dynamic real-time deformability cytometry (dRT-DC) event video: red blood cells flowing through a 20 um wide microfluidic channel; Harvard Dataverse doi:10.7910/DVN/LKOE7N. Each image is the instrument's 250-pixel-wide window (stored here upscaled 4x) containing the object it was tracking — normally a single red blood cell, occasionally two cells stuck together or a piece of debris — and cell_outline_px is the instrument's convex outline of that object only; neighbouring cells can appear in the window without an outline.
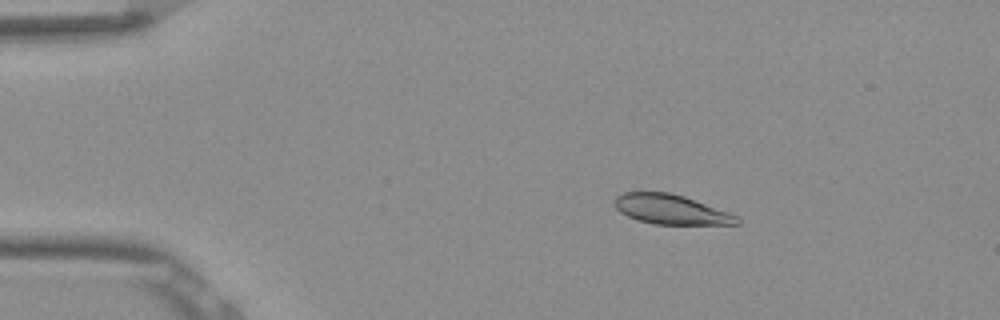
{"species": "Egyptian fruit bat (a non-hibernating species)", "species_latin": "Rousettus aegyptiacus", "temperature_condition": "room temperature", "stored_images_in_passage": 46, "camera_frame_rate_fps": 3000, "um_per_image_px": 0.085, "frame": {"image": 1, "passage_image": 2, "time_ms": 0.333, "image_size_px": [1000, 320], "cell_outline_px": [[740, 224], [652, 224], [628, 216], [620, 212], [616, 208], [616, 196], [624, 192], [668, 192], [684, 196], [728, 212], [736, 216], [740, 220]], "centroid_in_image_um": [57.03, 17.8], "position_along_channel_um": 28.0, "area_um2": 20.81}}
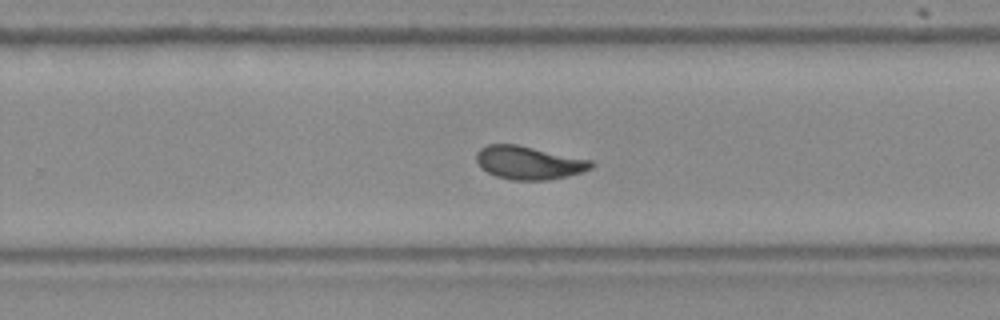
{"frame": {"image": 2, "passage_image": 27, "time_ms": 8.667, "image_size_px": [1000, 320], "cell_outline_px": [[596, 164], [592, 168], [568, 176], [548, 180], [512, 180], [496, 176], [480, 168], [476, 160], [476, 152], [480, 148], [488, 144], [516, 144], [592, 160]], "centroid_in_image_um": [44.94, 13.83], "position_along_channel_um": 284.9, "area_um2": 22.31}}
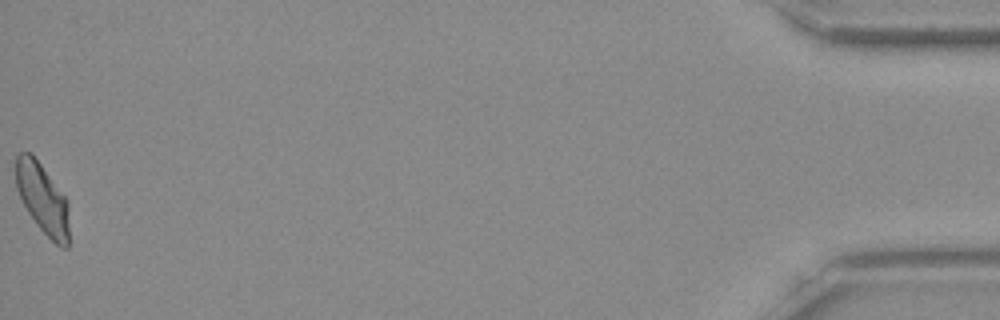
{"frame": {"image": 3, "passage_image": 46, "time_ms": 15.0, "image_size_px": [1000, 320], "cell_outline_px": [[68, 248], [60, 248], [36, 224], [28, 212], [16, 188], [16, 156], [20, 152], [32, 152], [68, 200]], "centroid_in_image_um": [3.62, 16.86], "position_along_channel_um": 431.6, "area_um2": 21.79}, "authors_computed_cell_mechanics": {"area_um2": 22.1374, "velocity_mm_per_s": 3.8549, "shape_relaxation_time_tau1_ms": null, "shape_relaxation_time_tau2_ms": 0.9656, "deformation_change_tau1": null, "deformation_change_tau2": 0.0532}}